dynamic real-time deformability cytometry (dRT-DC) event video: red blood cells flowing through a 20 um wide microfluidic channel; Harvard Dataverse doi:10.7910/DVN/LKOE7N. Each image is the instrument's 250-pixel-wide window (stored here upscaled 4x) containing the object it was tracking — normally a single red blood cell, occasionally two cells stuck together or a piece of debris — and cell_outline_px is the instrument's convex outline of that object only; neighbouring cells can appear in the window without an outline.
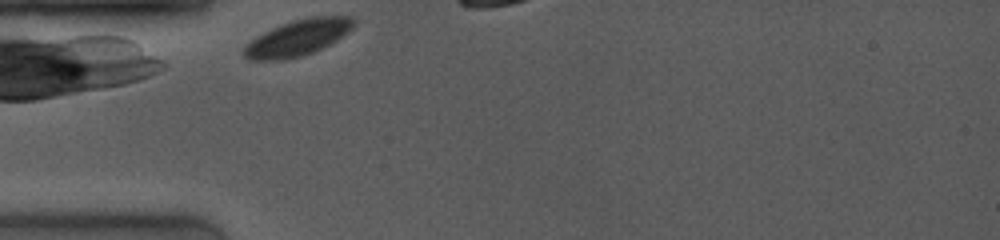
{"species": "common noctule bat (a hibernating species)", "species_latin": "Nyctalus noctula", "temperature_condition": "room temperature", "stored_images_in_passage": 5, "camera_frame_rate_fps": 4000, "um_per_image_px": 0.085, "animal": {"sex": "female", "body_mass_g": 19.0, "forearm_length_mm": 53.3}, "frame": {"image": 1, "passage_image": 1, "time_ms": 0.0, "image_size_px": [1000, 240], "cell_outline_px": [[356, 24], [348, 32], [336, 40], [312, 52], [300, 56], [284, 60], [248, 60], [240, 52], [244, 44], [256, 36], [280, 24], [292, 20], [312, 16], [352, 16], [356, 20]], "centroid_in_image_um": [25.26, 3.2], "position_along_channel_um": 59.7, "area_um2": 23.24}}